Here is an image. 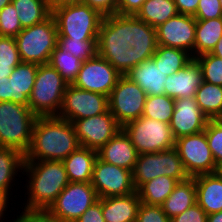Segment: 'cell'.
Here are the masks:
<instances>
[{
    "mask_svg": "<svg viewBox=\"0 0 222 222\" xmlns=\"http://www.w3.org/2000/svg\"><path fill=\"white\" fill-rule=\"evenodd\" d=\"M50 10H54L57 7L78 3L80 0H46Z\"/></svg>",
    "mask_w": 222,
    "mask_h": 222,
    "instance_id": "51",
    "label": "cell"
},
{
    "mask_svg": "<svg viewBox=\"0 0 222 222\" xmlns=\"http://www.w3.org/2000/svg\"><path fill=\"white\" fill-rule=\"evenodd\" d=\"M22 175L29 178L26 177L25 187L27 188L24 190H27L24 195V202H27L23 204L27 209L48 210L69 184L62 161H25Z\"/></svg>",
    "mask_w": 222,
    "mask_h": 222,
    "instance_id": "3",
    "label": "cell"
},
{
    "mask_svg": "<svg viewBox=\"0 0 222 222\" xmlns=\"http://www.w3.org/2000/svg\"><path fill=\"white\" fill-rule=\"evenodd\" d=\"M21 62L15 37L0 36V71L12 72Z\"/></svg>",
    "mask_w": 222,
    "mask_h": 222,
    "instance_id": "37",
    "label": "cell"
},
{
    "mask_svg": "<svg viewBox=\"0 0 222 222\" xmlns=\"http://www.w3.org/2000/svg\"><path fill=\"white\" fill-rule=\"evenodd\" d=\"M174 148L181 158L188 177L217 172L218 166L208 146L204 130L176 139Z\"/></svg>",
    "mask_w": 222,
    "mask_h": 222,
    "instance_id": "12",
    "label": "cell"
},
{
    "mask_svg": "<svg viewBox=\"0 0 222 222\" xmlns=\"http://www.w3.org/2000/svg\"><path fill=\"white\" fill-rule=\"evenodd\" d=\"M121 76L107 60L97 54L95 57L83 61L77 78L72 85L109 97Z\"/></svg>",
    "mask_w": 222,
    "mask_h": 222,
    "instance_id": "15",
    "label": "cell"
},
{
    "mask_svg": "<svg viewBox=\"0 0 222 222\" xmlns=\"http://www.w3.org/2000/svg\"><path fill=\"white\" fill-rule=\"evenodd\" d=\"M217 173L220 175V177L222 178V164L218 166L217 168Z\"/></svg>",
    "mask_w": 222,
    "mask_h": 222,
    "instance_id": "55",
    "label": "cell"
},
{
    "mask_svg": "<svg viewBox=\"0 0 222 222\" xmlns=\"http://www.w3.org/2000/svg\"><path fill=\"white\" fill-rule=\"evenodd\" d=\"M79 146L72 122L58 116L37 117L25 161H63Z\"/></svg>",
    "mask_w": 222,
    "mask_h": 222,
    "instance_id": "2",
    "label": "cell"
},
{
    "mask_svg": "<svg viewBox=\"0 0 222 222\" xmlns=\"http://www.w3.org/2000/svg\"><path fill=\"white\" fill-rule=\"evenodd\" d=\"M68 83L49 64L38 66L29 97V108L36 117L58 116Z\"/></svg>",
    "mask_w": 222,
    "mask_h": 222,
    "instance_id": "5",
    "label": "cell"
},
{
    "mask_svg": "<svg viewBox=\"0 0 222 222\" xmlns=\"http://www.w3.org/2000/svg\"><path fill=\"white\" fill-rule=\"evenodd\" d=\"M58 38L97 40L104 16L83 3L64 5L52 10Z\"/></svg>",
    "mask_w": 222,
    "mask_h": 222,
    "instance_id": "4",
    "label": "cell"
},
{
    "mask_svg": "<svg viewBox=\"0 0 222 222\" xmlns=\"http://www.w3.org/2000/svg\"><path fill=\"white\" fill-rule=\"evenodd\" d=\"M57 47L64 52H70L81 61L89 60L98 54L97 40L58 38Z\"/></svg>",
    "mask_w": 222,
    "mask_h": 222,
    "instance_id": "36",
    "label": "cell"
},
{
    "mask_svg": "<svg viewBox=\"0 0 222 222\" xmlns=\"http://www.w3.org/2000/svg\"><path fill=\"white\" fill-rule=\"evenodd\" d=\"M15 40L22 62L48 64L58 40L54 17L51 15L42 23L22 29Z\"/></svg>",
    "mask_w": 222,
    "mask_h": 222,
    "instance_id": "7",
    "label": "cell"
},
{
    "mask_svg": "<svg viewBox=\"0 0 222 222\" xmlns=\"http://www.w3.org/2000/svg\"><path fill=\"white\" fill-rule=\"evenodd\" d=\"M91 184L99 198L122 196L136 192L132 171L108 164L98 157L93 166Z\"/></svg>",
    "mask_w": 222,
    "mask_h": 222,
    "instance_id": "14",
    "label": "cell"
},
{
    "mask_svg": "<svg viewBox=\"0 0 222 222\" xmlns=\"http://www.w3.org/2000/svg\"><path fill=\"white\" fill-rule=\"evenodd\" d=\"M98 55L121 75L151 59L157 48L156 28L135 15L104 16L97 39Z\"/></svg>",
    "mask_w": 222,
    "mask_h": 222,
    "instance_id": "1",
    "label": "cell"
},
{
    "mask_svg": "<svg viewBox=\"0 0 222 222\" xmlns=\"http://www.w3.org/2000/svg\"><path fill=\"white\" fill-rule=\"evenodd\" d=\"M208 215L196 203L186 209L183 213L176 215L171 222H207Z\"/></svg>",
    "mask_w": 222,
    "mask_h": 222,
    "instance_id": "44",
    "label": "cell"
},
{
    "mask_svg": "<svg viewBox=\"0 0 222 222\" xmlns=\"http://www.w3.org/2000/svg\"><path fill=\"white\" fill-rule=\"evenodd\" d=\"M79 2L96 9L103 16L117 13L118 0H80Z\"/></svg>",
    "mask_w": 222,
    "mask_h": 222,
    "instance_id": "45",
    "label": "cell"
},
{
    "mask_svg": "<svg viewBox=\"0 0 222 222\" xmlns=\"http://www.w3.org/2000/svg\"><path fill=\"white\" fill-rule=\"evenodd\" d=\"M98 199L91 182H69L48 211L61 222H75Z\"/></svg>",
    "mask_w": 222,
    "mask_h": 222,
    "instance_id": "11",
    "label": "cell"
},
{
    "mask_svg": "<svg viewBox=\"0 0 222 222\" xmlns=\"http://www.w3.org/2000/svg\"><path fill=\"white\" fill-rule=\"evenodd\" d=\"M146 92L126 75H122L108 97L109 111L123 126L143 115Z\"/></svg>",
    "mask_w": 222,
    "mask_h": 222,
    "instance_id": "10",
    "label": "cell"
},
{
    "mask_svg": "<svg viewBox=\"0 0 222 222\" xmlns=\"http://www.w3.org/2000/svg\"><path fill=\"white\" fill-rule=\"evenodd\" d=\"M211 54L219 58H222V37L219 39L214 49L211 51Z\"/></svg>",
    "mask_w": 222,
    "mask_h": 222,
    "instance_id": "52",
    "label": "cell"
},
{
    "mask_svg": "<svg viewBox=\"0 0 222 222\" xmlns=\"http://www.w3.org/2000/svg\"><path fill=\"white\" fill-rule=\"evenodd\" d=\"M22 29L44 22L52 15L46 0H12Z\"/></svg>",
    "mask_w": 222,
    "mask_h": 222,
    "instance_id": "31",
    "label": "cell"
},
{
    "mask_svg": "<svg viewBox=\"0 0 222 222\" xmlns=\"http://www.w3.org/2000/svg\"><path fill=\"white\" fill-rule=\"evenodd\" d=\"M100 199L105 222H136L141 203L137 191L127 195Z\"/></svg>",
    "mask_w": 222,
    "mask_h": 222,
    "instance_id": "23",
    "label": "cell"
},
{
    "mask_svg": "<svg viewBox=\"0 0 222 222\" xmlns=\"http://www.w3.org/2000/svg\"><path fill=\"white\" fill-rule=\"evenodd\" d=\"M204 131L214 161L219 166L222 164V119L208 120Z\"/></svg>",
    "mask_w": 222,
    "mask_h": 222,
    "instance_id": "39",
    "label": "cell"
},
{
    "mask_svg": "<svg viewBox=\"0 0 222 222\" xmlns=\"http://www.w3.org/2000/svg\"><path fill=\"white\" fill-rule=\"evenodd\" d=\"M37 117L29 107L12 101L0 102V147L29 150Z\"/></svg>",
    "mask_w": 222,
    "mask_h": 222,
    "instance_id": "6",
    "label": "cell"
},
{
    "mask_svg": "<svg viewBox=\"0 0 222 222\" xmlns=\"http://www.w3.org/2000/svg\"><path fill=\"white\" fill-rule=\"evenodd\" d=\"M222 37V17L196 20L194 58L211 53Z\"/></svg>",
    "mask_w": 222,
    "mask_h": 222,
    "instance_id": "28",
    "label": "cell"
},
{
    "mask_svg": "<svg viewBox=\"0 0 222 222\" xmlns=\"http://www.w3.org/2000/svg\"><path fill=\"white\" fill-rule=\"evenodd\" d=\"M136 222H171L162 206L140 203Z\"/></svg>",
    "mask_w": 222,
    "mask_h": 222,
    "instance_id": "41",
    "label": "cell"
},
{
    "mask_svg": "<svg viewBox=\"0 0 222 222\" xmlns=\"http://www.w3.org/2000/svg\"><path fill=\"white\" fill-rule=\"evenodd\" d=\"M126 76L139 85L147 96L165 94L164 82L167 79V75L159 66H156L152 59L142 61L127 72Z\"/></svg>",
    "mask_w": 222,
    "mask_h": 222,
    "instance_id": "24",
    "label": "cell"
},
{
    "mask_svg": "<svg viewBox=\"0 0 222 222\" xmlns=\"http://www.w3.org/2000/svg\"><path fill=\"white\" fill-rule=\"evenodd\" d=\"M24 163L23 153L13 148L0 147V193L13 195L12 188L17 185L16 176L22 177L18 172L22 174Z\"/></svg>",
    "mask_w": 222,
    "mask_h": 222,
    "instance_id": "26",
    "label": "cell"
},
{
    "mask_svg": "<svg viewBox=\"0 0 222 222\" xmlns=\"http://www.w3.org/2000/svg\"><path fill=\"white\" fill-rule=\"evenodd\" d=\"M146 0H118L117 13L122 15H136Z\"/></svg>",
    "mask_w": 222,
    "mask_h": 222,
    "instance_id": "47",
    "label": "cell"
},
{
    "mask_svg": "<svg viewBox=\"0 0 222 222\" xmlns=\"http://www.w3.org/2000/svg\"><path fill=\"white\" fill-rule=\"evenodd\" d=\"M207 222H222V211L209 214Z\"/></svg>",
    "mask_w": 222,
    "mask_h": 222,
    "instance_id": "53",
    "label": "cell"
},
{
    "mask_svg": "<svg viewBox=\"0 0 222 222\" xmlns=\"http://www.w3.org/2000/svg\"><path fill=\"white\" fill-rule=\"evenodd\" d=\"M38 66L36 63L21 62L13 69L8 81V101L29 106Z\"/></svg>",
    "mask_w": 222,
    "mask_h": 222,
    "instance_id": "21",
    "label": "cell"
},
{
    "mask_svg": "<svg viewBox=\"0 0 222 222\" xmlns=\"http://www.w3.org/2000/svg\"><path fill=\"white\" fill-rule=\"evenodd\" d=\"M204 82L199 62L191 61L164 82L165 94L173 99L195 97L197 89Z\"/></svg>",
    "mask_w": 222,
    "mask_h": 222,
    "instance_id": "19",
    "label": "cell"
},
{
    "mask_svg": "<svg viewBox=\"0 0 222 222\" xmlns=\"http://www.w3.org/2000/svg\"><path fill=\"white\" fill-rule=\"evenodd\" d=\"M97 158V151L79 146L62 162L69 182L88 183L92 181L93 166Z\"/></svg>",
    "mask_w": 222,
    "mask_h": 222,
    "instance_id": "25",
    "label": "cell"
},
{
    "mask_svg": "<svg viewBox=\"0 0 222 222\" xmlns=\"http://www.w3.org/2000/svg\"><path fill=\"white\" fill-rule=\"evenodd\" d=\"M83 61L73 56L70 52H64L57 46L51 53L48 64L55 68L63 79L72 84L77 78L78 72L81 69Z\"/></svg>",
    "mask_w": 222,
    "mask_h": 222,
    "instance_id": "34",
    "label": "cell"
},
{
    "mask_svg": "<svg viewBox=\"0 0 222 222\" xmlns=\"http://www.w3.org/2000/svg\"><path fill=\"white\" fill-rule=\"evenodd\" d=\"M11 73L0 71V102L8 101V81Z\"/></svg>",
    "mask_w": 222,
    "mask_h": 222,
    "instance_id": "49",
    "label": "cell"
},
{
    "mask_svg": "<svg viewBox=\"0 0 222 222\" xmlns=\"http://www.w3.org/2000/svg\"><path fill=\"white\" fill-rule=\"evenodd\" d=\"M195 99L209 120L222 119V86L204 81L197 89Z\"/></svg>",
    "mask_w": 222,
    "mask_h": 222,
    "instance_id": "32",
    "label": "cell"
},
{
    "mask_svg": "<svg viewBox=\"0 0 222 222\" xmlns=\"http://www.w3.org/2000/svg\"><path fill=\"white\" fill-rule=\"evenodd\" d=\"M132 175L136 190L143 183L159 176L172 177L178 182L188 178L175 148L138 155Z\"/></svg>",
    "mask_w": 222,
    "mask_h": 222,
    "instance_id": "9",
    "label": "cell"
},
{
    "mask_svg": "<svg viewBox=\"0 0 222 222\" xmlns=\"http://www.w3.org/2000/svg\"><path fill=\"white\" fill-rule=\"evenodd\" d=\"M222 17L219 0H199L194 18L196 20L216 19Z\"/></svg>",
    "mask_w": 222,
    "mask_h": 222,
    "instance_id": "43",
    "label": "cell"
},
{
    "mask_svg": "<svg viewBox=\"0 0 222 222\" xmlns=\"http://www.w3.org/2000/svg\"><path fill=\"white\" fill-rule=\"evenodd\" d=\"M197 204L207 215L222 211V178L216 173L194 177Z\"/></svg>",
    "mask_w": 222,
    "mask_h": 222,
    "instance_id": "22",
    "label": "cell"
},
{
    "mask_svg": "<svg viewBox=\"0 0 222 222\" xmlns=\"http://www.w3.org/2000/svg\"><path fill=\"white\" fill-rule=\"evenodd\" d=\"M173 111V98H170L166 94L157 96L149 95L147 96L142 116L170 124Z\"/></svg>",
    "mask_w": 222,
    "mask_h": 222,
    "instance_id": "35",
    "label": "cell"
},
{
    "mask_svg": "<svg viewBox=\"0 0 222 222\" xmlns=\"http://www.w3.org/2000/svg\"><path fill=\"white\" fill-rule=\"evenodd\" d=\"M179 13L195 16L199 0H173Z\"/></svg>",
    "mask_w": 222,
    "mask_h": 222,
    "instance_id": "48",
    "label": "cell"
},
{
    "mask_svg": "<svg viewBox=\"0 0 222 222\" xmlns=\"http://www.w3.org/2000/svg\"><path fill=\"white\" fill-rule=\"evenodd\" d=\"M196 184L194 177L179 181L172 193L163 202L162 209L172 219L196 204Z\"/></svg>",
    "mask_w": 222,
    "mask_h": 222,
    "instance_id": "27",
    "label": "cell"
},
{
    "mask_svg": "<svg viewBox=\"0 0 222 222\" xmlns=\"http://www.w3.org/2000/svg\"><path fill=\"white\" fill-rule=\"evenodd\" d=\"M72 124L79 145L96 151L122 129L109 110L96 116L73 120Z\"/></svg>",
    "mask_w": 222,
    "mask_h": 222,
    "instance_id": "16",
    "label": "cell"
},
{
    "mask_svg": "<svg viewBox=\"0 0 222 222\" xmlns=\"http://www.w3.org/2000/svg\"><path fill=\"white\" fill-rule=\"evenodd\" d=\"M138 155L130 138L122 129L97 151L100 160L130 171H133Z\"/></svg>",
    "mask_w": 222,
    "mask_h": 222,
    "instance_id": "20",
    "label": "cell"
},
{
    "mask_svg": "<svg viewBox=\"0 0 222 222\" xmlns=\"http://www.w3.org/2000/svg\"><path fill=\"white\" fill-rule=\"evenodd\" d=\"M192 58V55L185 50L157 45L151 59L169 76L184 68Z\"/></svg>",
    "mask_w": 222,
    "mask_h": 222,
    "instance_id": "33",
    "label": "cell"
},
{
    "mask_svg": "<svg viewBox=\"0 0 222 222\" xmlns=\"http://www.w3.org/2000/svg\"><path fill=\"white\" fill-rule=\"evenodd\" d=\"M12 0H0V11L6 6L11 4Z\"/></svg>",
    "mask_w": 222,
    "mask_h": 222,
    "instance_id": "54",
    "label": "cell"
},
{
    "mask_svg": "<svg viewBox=\"0 0 222 222\" xmlns=\"http://www.w3.org/2000/svg\"><path fill=\"white\" fill-rule=\"evenodd\" d=\"M21 214L17 215L16 219L15 214L12 217L13 222H61L56 217H54L48 210L45 209H27L21 207Z\"/></svg>",
    "mask_w": 222,
    "mask_h": 222,
    "instance_id": "42",
    "label": "cell"
},
{
    "mask_svg": "<svg viewBox=\"0 0 222 222\" xmlns=\"http://www.w3.org/2000/svg\"><path fill=\"white\" fill-rule=\"evenodd\" d=\"M10 197H13V196L11 194L0 193V222H3V220H5V216L9 215L8 214L9 211L7 210V208L10 205L9 201L10 200L13 201V199ZM6 211H7V215H6Z\"/></svg>",
    "mask_w": 222,
    "mask_h": 222,
    "instance_id": "50",
    "label": "cell"
},
{
    "mask_svg": "<svg viewBox=\"0 0 222 222\" xmlns=\"http://www.w3.org/2000/svg\"><path fill=\"white\" fill-rule=\"evenodd\" d=\"M139 155L174 148L170 124L141 116L122 126Z\"/></svg>",
    "mask_w": 222,
    "mask_h": 222,
    "instance_id": "8",
    "label": "cell"
},
{
    "mask_svg": "<svg viewBox=\"0 0 222 222\" xmlns=\"http://www.w3.org/2000/svg\"><path fill=\"white\" fill-rule=\"evenodd\" d=\"M178 13L173 0H146L135 16L156 28Z\"/></svg>",
    "mask_w": 222,
    "mask_h": 222,
    "instance_id": "30",
    "label": "cell"
},
{
    "mask_svg": "<svg viewBox=\"0 0 222 222\" xmlns=\"http://www.w3.org/2000/svg\"><path fill=\"white\" fill-rule=\"evenodd\" d=\"M22 25L13 4L6 5L0 11V36L16 37Z\"/></svg>",
    "mask_w": 222,
    "mask_h": 222,
    "instance_id": "40",
    "label": "cell"
},
{
    "mask_svg": "<svg viewBox=\"0 0 222 222\" xmlns=\"http://www.w3.org/2000/svg\"><path fill=\"white\" fill-rule=\"evenodd\" d=\"M196 19L178 13L156 27L157 45L178 48L194 58Z\"/></svg>",
    "mask_w": 222,
    "mask_h": 222,
    "instance_id": "17",
    "label": "cell"
},
{
    "mask_svg": "<svg viewBox=\"0 0 222 222\" xmlns=\"http://www.w3.org/2000/svg\"><path fill=\"white\" fill-rule=\"evenodd\" d=\"M208 120L198 106L195 97L174 99L170 128L175 140L205 130Z\"/></svg>",
    "mask_w": 222,
    "mask_h": 222,
    "instance_id": "18",
    "label": "cell"
},
{
    "mask_svg": "<svg viewBox=\"0 0 222 222\" xmlns=\"http://www.w3.org/2000/svg\"><path fill=\"white\" fill-rule=\"evenodd\" d=\"M108 110V96L68 84L58 117L72 122L73 120L96 116Z\"/></svg>",
    "mask_w": 222,
    "mask_h": 222,
    "instance_id": "13",
    "label": "cell"
},
{
    "mask_svg": "<svg viewBox=\"0 0 222 222\" xmlns=\"http://www.w3.org/2000/svg\"><path fill=\"white\" fill-rule=\"evenodd\" d=\"M75 222H105L102 214V200L99 198Z\"/></svg>",
    "mask_w": 222,
    "mask_h": 222,
    "instance_id": "46",
    "label": "cell"
},
{
    "mask_svg": "<svg viewBox=\"0 0 222 222\" xmlns=\"http://www.w3.org/2000/svg\"><path fill=\"white\" fill-rule=\"evenodd\" d=\"M201 66L205 82L222 86V58L211 53L195 57Z\"/></svg>",
    "mask_w": 222,
    "mask_h": 222,
    "instance_id": "38",
    "label": "cell"
},
{
    "mask_svg": "<svg viewBox=\"0 0 222 222\" xmlns=\"http://www.w3.org/2000/svg\"><path fill=\"white\" fill-rule=\"evenodd\" d=\"M177 183L175 178L164 175L143 183L136 191L142 203L161 206Z\"/></svg>",
    "mask_w": 222,
    "mask_h": 222,
    "instance_id": "29",
    "label": "cell"
}]
</instances>
